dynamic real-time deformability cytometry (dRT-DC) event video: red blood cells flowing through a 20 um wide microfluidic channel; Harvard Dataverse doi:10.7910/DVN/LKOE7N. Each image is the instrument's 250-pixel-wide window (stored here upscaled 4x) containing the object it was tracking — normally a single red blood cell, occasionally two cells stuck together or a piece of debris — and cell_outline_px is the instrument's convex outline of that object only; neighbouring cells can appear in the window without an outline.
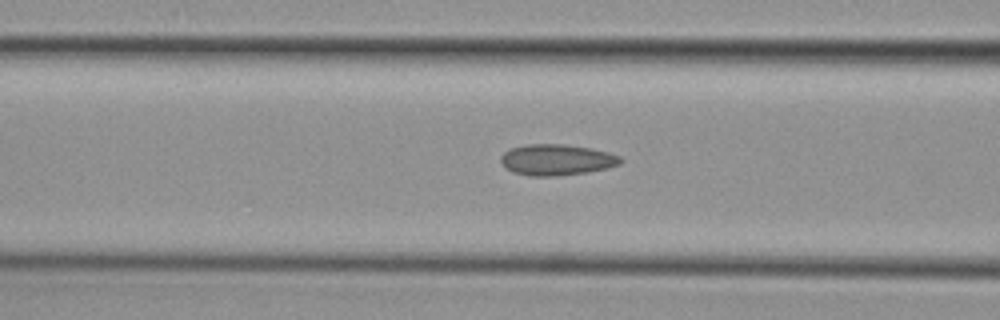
{"species": "common noctule bat (a hibernating species)", "species_latin": "Nyctalus noctula", "temperature_condition": "cold", "stored_images_in_passage": 28, "camera_frame_rate_fps": 3000, "um_per_image_px": 0.085, "animal": {"sex": "female", "body_mass_g": 29.2, "forearm_length_mm": 56.3}, "frame": {"image": 1, "passage_image": 6, "time_ms": 1.667, "image_size_px": [1000, 320], "cell_outline_px": [[624, 160], [620, 164], [588, 172], [552, 176], [528, 176], [512, 172], [504, 168], [500, 160], [500, 156], [508, 148], [528, 144], [564, 144], [592, 148], [608, 152], [620, 156]], "centroid_in_image_um": [47.27, 13.57], "position_along_channel_um": 119.3, "area_um2": 21.85}}
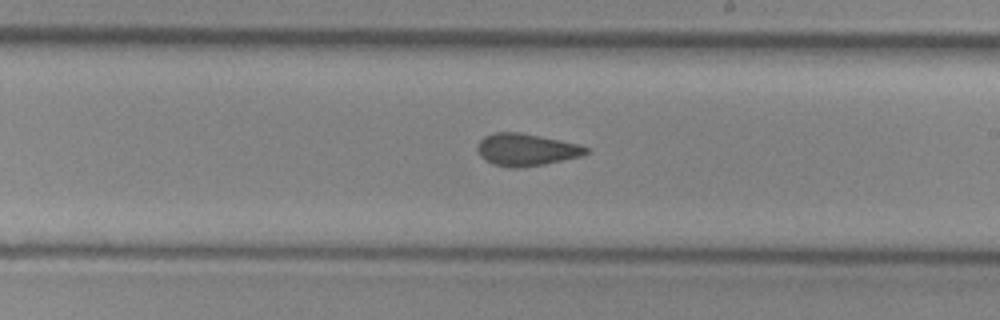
{"frame": {"image": 2, "passage_image": 16, "time_ms": 5.0, "image_size_px": [1000, 320], "cell_outline_px": [[588, 152], [580, 156], [544, 164], [520, 168], [508, 168], [492, 164], [484, 160], [480, 156], [476, 148], [480, 140], [484, 136], [496, 132], [520, 132], [580, 144], [588, 148]], "centroid_in_image_um": [44.68, 12.73], "position_along_channel_um": 244.3, "area_um2": 20.46}}
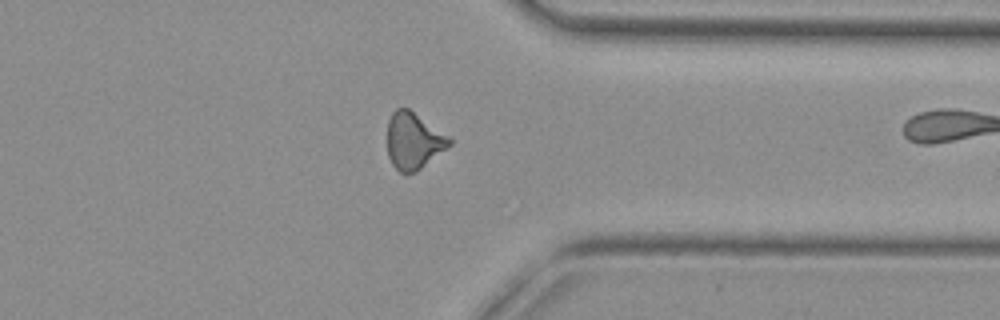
{"frame": {"image": 3, "passage_image": 27, "time_ms": 8.667, "image_size_px": [1000, 320], "cell_outline_px": [[452, 144], [416, 172], [400, 172], [392, 164], [388, 156], [388, 120], [392, 112], [396, 108], [408, 108], [448, 136], [452, 140]], "centroid_in_image_um": [35.14, 11.97], "position_along_channel_um": 376.3, "area_um2": 20.17}}